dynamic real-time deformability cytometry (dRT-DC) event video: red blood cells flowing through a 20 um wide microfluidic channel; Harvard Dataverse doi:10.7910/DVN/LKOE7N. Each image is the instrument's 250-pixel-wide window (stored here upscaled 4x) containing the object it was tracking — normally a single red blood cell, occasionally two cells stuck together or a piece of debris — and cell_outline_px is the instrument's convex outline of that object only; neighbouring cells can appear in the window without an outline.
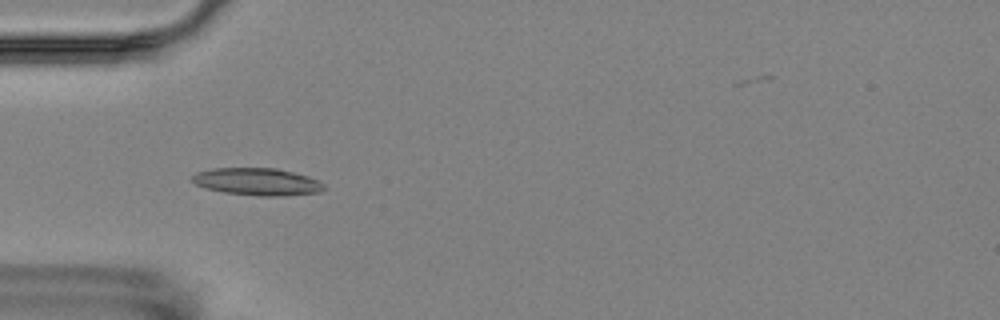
{"species": "Egyptian fruit bat (a non-hibernating species)", "species_latin": "Rousettus aegyptiacus", "temperature_condition": "room temperature", "stored_images_in_passage": 5, "camera_frame_rate_fps": 3000, "um_per_image_px": 0.085, "animal": {"sex": "female"}, "frame": {"image": 1, "passage_image": 4, "time_ms": 3.333, "image_size_px": [1000, 320], "cell_outline_px": [[328, 188], [320, 192], [280, 196], [260, 196], [224, 192], [204, 188], [196, 184], [192, 180], [192, 176], [196, 172], [212, 168], [276, 168], [308, 176], [324, 184]], "centroid_in_image_um": [21.87, 15.44], "position_along_channel_um": 63.1, "area_um2": 20.98}}
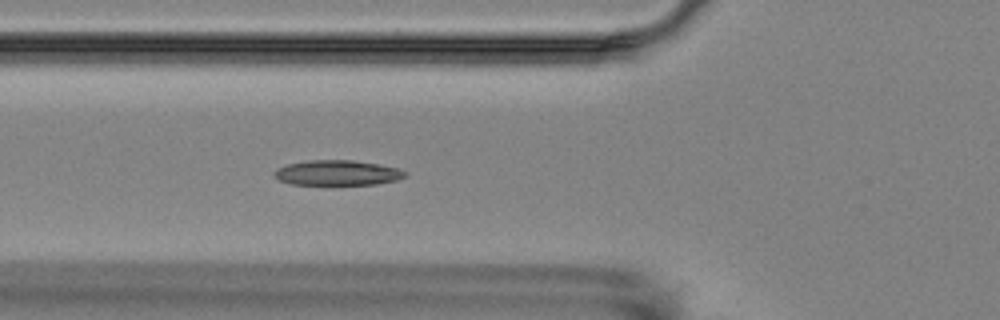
{"frame": {"image": 2, "passage_image": 5, "time_ms": 4.333, "image_size_px": [1000, 320], "cell_outline_px": [[408, 176], [396, 180], [376, 184], [292, 184], [280, 180], [272, 176], [272, 172], [276, 168], [288, 164], [308, 160], [352, 160], [376, 164], [396, 168], [408, 172]], "centroid_in_image_um": [28.65, 14.68], "position_along_channel_um": 97.2, "area_um2": 19.07}}